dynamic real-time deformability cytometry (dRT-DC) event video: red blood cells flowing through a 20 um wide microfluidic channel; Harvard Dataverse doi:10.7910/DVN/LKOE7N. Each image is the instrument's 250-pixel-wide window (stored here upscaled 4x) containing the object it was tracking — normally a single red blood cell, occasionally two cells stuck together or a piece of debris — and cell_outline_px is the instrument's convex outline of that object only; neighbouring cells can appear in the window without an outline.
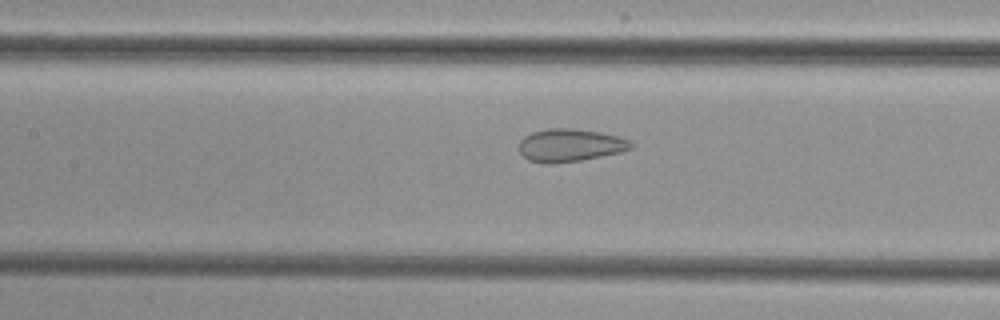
{"species": "common noctule bat (a hibernating species)", "species_latin": "Nyctalus noctula", "temperature_condition": "cold", "stored_images_in_passage": 24, "camera_frame_rate_fps": 3000, "um_per_image_px": 0.085, "animal": {"sex": "female", "body_mass_g": 29.2, "forearm_length_mm": 56.3}, "frame": {"image": 1, "passage_image": 15, "time_ms": 4.667, "image_size_px": [1000, 320], "cell_outline_px": [[632, 148], [620, 152], [580, 160], [552, 164], [544, 164], [528, 160], [516, 148], [520, 140], [524, 136], [532, 132], [548, 128], [572, 128], [600, 132], [616, 136], [628, 140], [632, 144]], "centroid_in_image_um": [48.38, 12.35], "position_along_channel_um": 159.0, "area_um2": 21.44}}
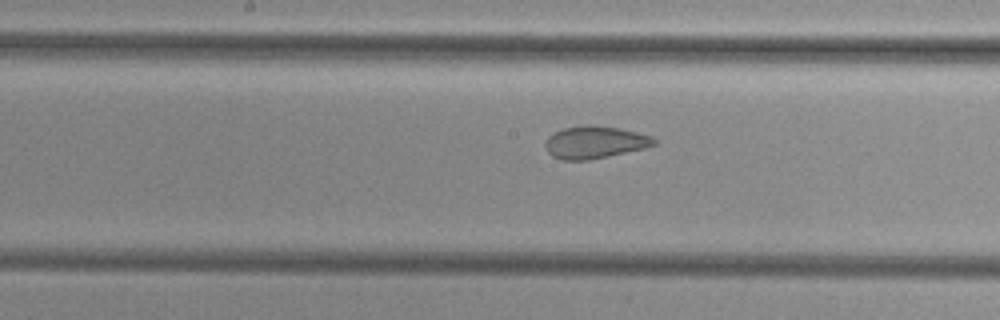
{"frame": {"image": 2, "passage_image": 18, "time_ms": 5.667, "image_size_px": [1000, 320], "cell_outline_px": [[656, 144], [644, 148], [608, 156], [588, 160], [564, 160], [552, 156], [548, 152], [544, 144], [548, 136], [564, 128], [620, 128], [652, 136], [656, 140]], "centroid_in_image_um": [50.57, 12.14], "position_along_channel_um": 197.6, "area_um2": 19.59}}
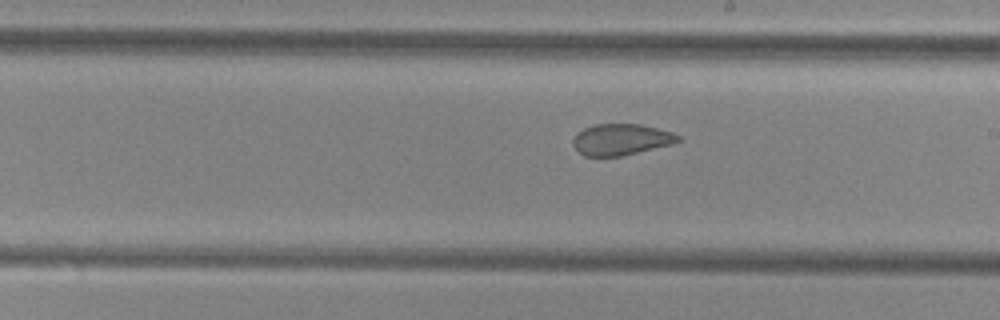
{"frame": {"image": 3, "passage_image": 21, "time_ms": 6.667, "image_size_px": [1000, 320], "cell_outline_px": [[680, 140], [672, 144], [620, 156], [584, 156], [572, 144], [572, 140], [576, 132], [584, 128], [596, 124], [640, 124], [672, 132], [680, 136]], "centroid_in_image_um": [52.76, 11.85], "position_along_channel_um": 236.2, "area_um2": 19.02}}